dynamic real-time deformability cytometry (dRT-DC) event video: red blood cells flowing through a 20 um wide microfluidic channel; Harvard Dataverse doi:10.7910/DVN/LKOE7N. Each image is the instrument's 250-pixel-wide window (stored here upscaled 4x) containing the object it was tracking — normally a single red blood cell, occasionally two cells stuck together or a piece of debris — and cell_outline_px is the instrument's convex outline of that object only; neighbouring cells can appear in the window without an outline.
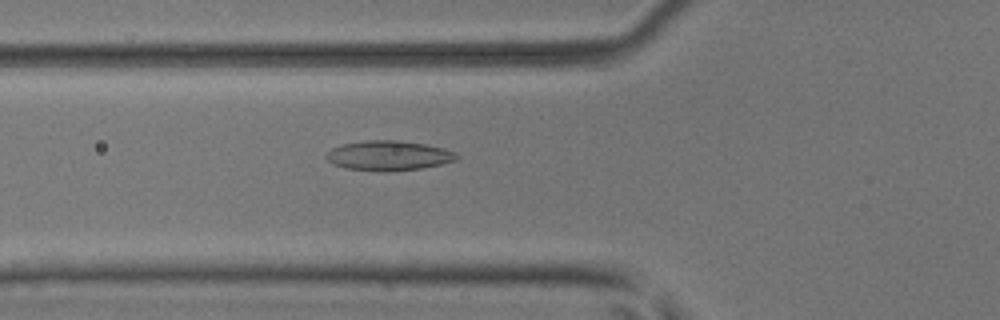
{"species": "common noctule bat (a hibernating species)", "species_latin": "Nyctalus noctula", "temperature_condition": "room temperature", "stored_images_in_passage": 52, "camera_frame_rate_fps": 3000, "um_per_image_px": 0.085, "animal": {"sex": "male", "body_mass_g": 17.9, "forearm_length_mm": 54.2}, "frame": {"image": 1, "passage_image": 19, "time_ms": 6.0, "image_size_px": [1000, 320], "cell_outline_px": [[460, 156], [456, 160], [440, 164], [420, 168], [380, 172], [344, 168], [332, 164], [324, 156], [324, 152], [340, 144], [364, 140], [400, 140], [424, 144], [444, 148], [456, 152]], "centroid_in_image_um": [32.97, 13.22], "position_along_channel_um": 92.8, "area_um2": 22.95}}
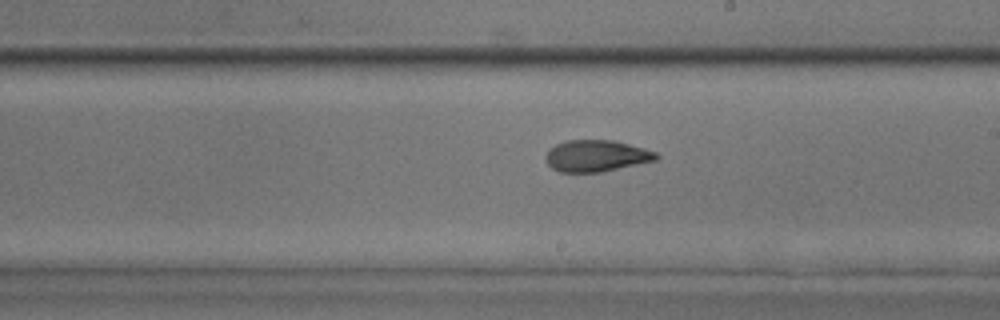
{"frame": {"image": 2, "passage_image": 30, "time_ms": 9.667, "image_size_px": [1000, 320], "cell_outline_px": [[660, 156], [656, 160], [600, 172], [560, 172], [552, 168], [548, 164], [544, 156], [556, 144], [568, 140], [612, 140], [644, 148], [656, 152]], "centroid_in_image_um": [50.69, 13.25], "position_along_channel_um": 238.3, "area_um2": 20.11}}
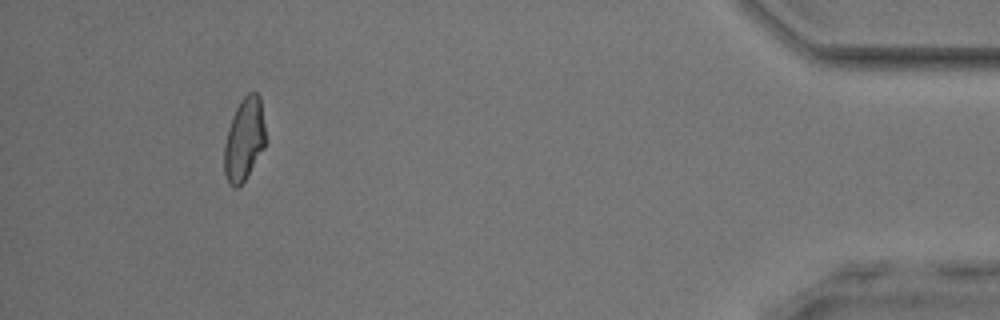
{"frame": {"image": 3, "passage_image": 48, "time_ms": 15.667, "image_size_px": [1000, 320], "cell_outline_px": [[264, 148], [244, 180], [236, 188], [232, 188], [228, 184], [224, 172], [224, 144], [228, 128], [232, 116], [240, 100], [248, 92], [256, 92], [260, 96], [264, 124]], "centroid_in_image_um": [20.73, 11.84], "position_along_channel_um": 414.5, "area_um2": 19.83}, "authors_computed_cell_mechanics": {"area_um2": 20.6924, "velocity_mm_per_s": 3.9738, "shape_relaxation_time_tau1_ms": 7.561, "shape_relaxation_time_tau2_ms": 2.1139, "deformation_change_tau1": 0.1717, "deformation_change_tau2": 0.0813}}